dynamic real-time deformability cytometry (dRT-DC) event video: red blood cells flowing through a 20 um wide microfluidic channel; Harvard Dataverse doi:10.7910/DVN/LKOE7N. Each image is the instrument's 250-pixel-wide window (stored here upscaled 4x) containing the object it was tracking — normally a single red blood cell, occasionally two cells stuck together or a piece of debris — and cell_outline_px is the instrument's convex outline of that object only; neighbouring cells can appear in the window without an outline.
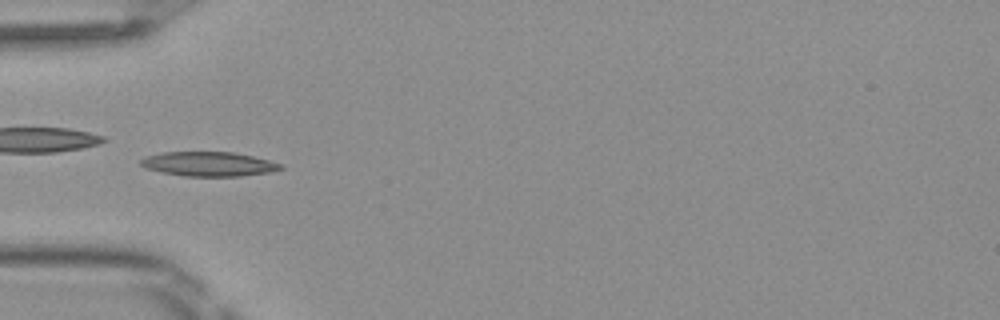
{"species": "Egyptian fruit bat (a non-hibernating species)", "species_latin": "Rousettus aegyptiacus", "temperature_condition": "room temperature", "stored_images_in_passage": 37, "camera_frame_rate_fps": 3000, "um_per_image_px": 0.085, "frame": {"image": 1, "passage_image": 4, "time_ms": 1.0, "image_size_px": [1000, 320], "cell_outline_px": [[284, 168], [272, 172], [240, 176], [184, 176], [144, 168], [140, 164], [140, 160], [144, 156], [164, 152], [232, 152], [252, 156], [284, 164]], "centroid_in_image_um": [17.75, 13.94], "position_along_channel_um": 67.2, "area_um2": 19.94}}
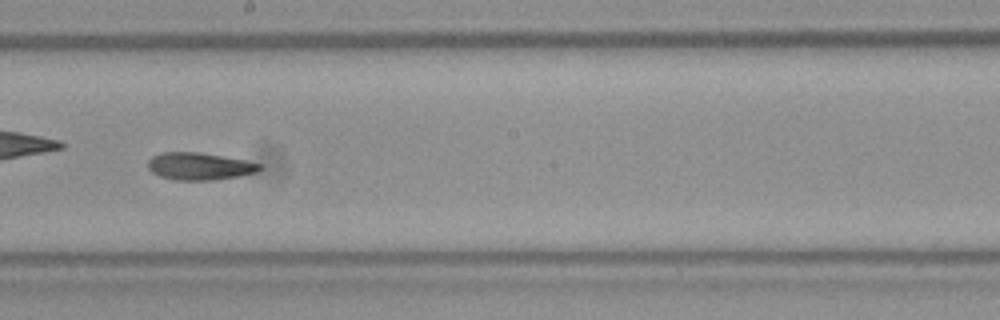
{"frame": {"image": 2, "passage_image": 16, "time_ms": 5.0, "image_size_px": [1000, 320], "cell_outline_px": [[264, 168], [256, 172], [240, 176], [212, 180], [176, 180], [160, 176], [152, 172], [148, 168], [148, 160], [152, 156], [164, 152], [200, 152], [244, 160], [264, 164]], "centroid_in_image_um": [16.99, 14.13], "position_along_channel_um": 231.2, "area_um2": 17.86}}
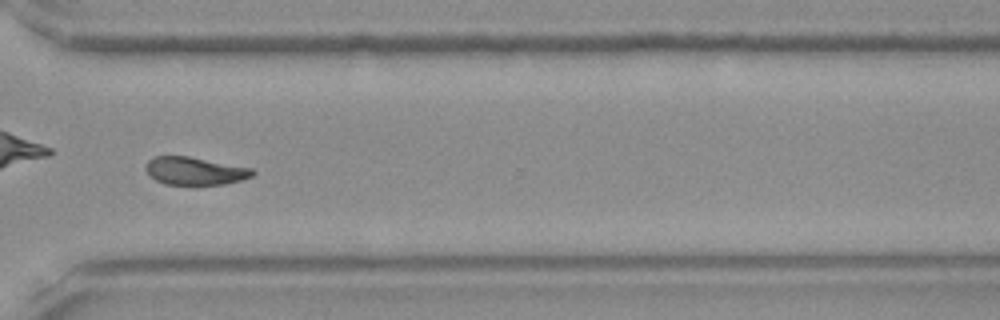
{"frame": {"image": 3, "passage_image": 25, "time_ms": 8.0, "image_size_px": [1000, 320], "cell_outline_px": [[256, 172], [252, 176], [240, 180], [224, 184], [164, 184], [148, 176], [144, 168], [144, 164], [152, 156], [188, 156], [252, 168]], "centroid_in_image_um": [16.5, 14.52], "position_along_channel_um": 354.1, "area_um2": 17.4}, "authors_computed_cell_mechanics": {"area_um2": 17.918, "velocity_mm_per_s": 4.0978, "shape_relaxation_time_tau1_ms": null, "shape_relaxation_time_tau2_ms": 3.993, "deformation_change_tau1": null, "deformation_change_tau2": 0.095}}